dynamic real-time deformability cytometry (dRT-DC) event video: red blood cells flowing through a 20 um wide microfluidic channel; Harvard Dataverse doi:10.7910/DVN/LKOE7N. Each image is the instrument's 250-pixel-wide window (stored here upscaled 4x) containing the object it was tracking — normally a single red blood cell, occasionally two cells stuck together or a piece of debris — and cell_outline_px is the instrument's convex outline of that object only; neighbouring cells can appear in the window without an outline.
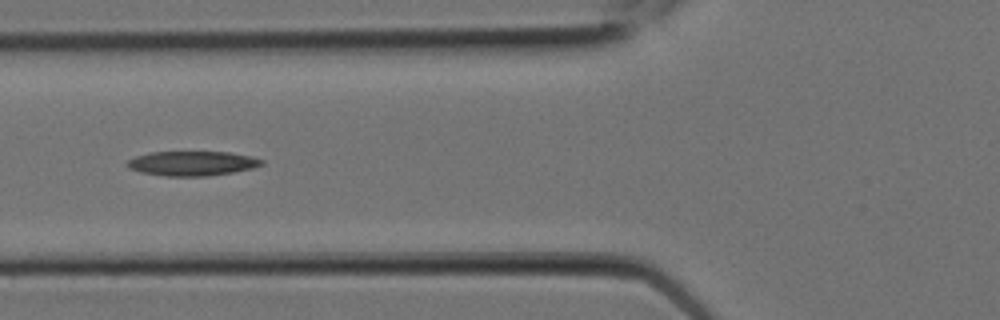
{"species": "Egyptian fruit bat (a non-hibernating species)", "species_latin": "Rousettus aegyptiacus", "temperature_condition": "room temperature", "stored_images_in_passage": 9, "camera_frame_rate_fps": 3000, "um_per_image_px": 0.085, "animal": {"sex": "female"}, "frame": {"image": 1, "passage_image": 7, "time_ms": 2.0, "image_size_px": [1000, 320], "cell_outline_px": [[264, 164], [252, 168], [232, 172], [208, 176], [168, 176], [140, 172], [128, 168], [124, 164], [128, 160], [136, 156], [148, 152], [228, 152], [252, 156], [264, 160]], "centroid_in_image_um": [16.31, 13.88], "position_along_channel_um": 109.5, "area_um2": 19.31}}
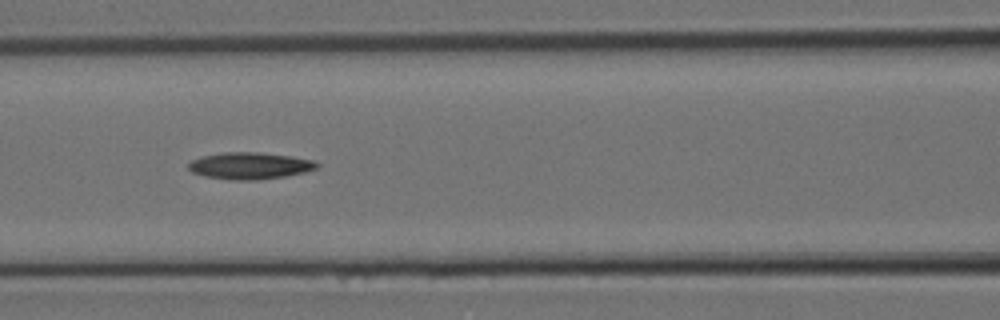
{"frame": {"image": 2, "passage_image": 8, "time_ms": 2.333, "image_size_px": [1000, 320], "cell_outline_px": [[320, 164], [316, 168], [304, 172], [284, 176], [256, 180], [236, 180], [204, 176], [192, 172], [188, 168], [188, 164], [192, 160], [200, 156], [224, 152], [260, 152], [292, 156], [316, 160]], "centroid_in_image_um": [21.24, 14.07], "position_along_channel_um": 145.4, "area_um2": 20.11}}
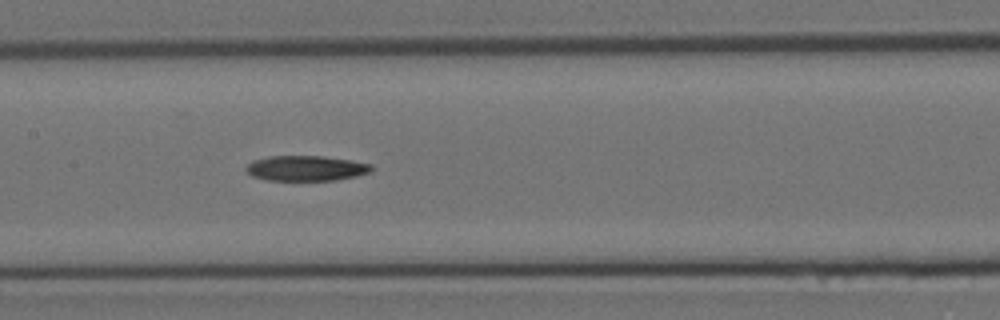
{"frame": {"image": 3, "passage_image": 9, "time_ms": 2.667, "image_size_px": [1000, 320], "cell_outline_px": [[372, 172], [356, 176], [336, 180], [268, 180], [252, 176], [244, 168], [252, 160], [268, 156], [324, 156], [352, 160], [372, 164]], "centroid_in_image_um": [26.03, 14.29], "position_along_channel_um": 181.4, "area_um2": 18.55}}